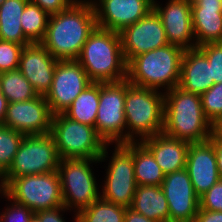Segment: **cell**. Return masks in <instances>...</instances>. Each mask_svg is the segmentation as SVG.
Instances as JSON below:
<instances>
[{
  "label": "cell",
  "instance_id": "7bdbcfd3",
  "mask_svg": "<svg viewBox=\"0 0 222 222\" xmlns=\"http://www.w3.org/2000/svg\"><path fill=\"white\" fill-rule=\"evenodd\" d=\"M187 2L191 7L197 5L201 0H184Z\"/></svg>",
  "mask_w": 222,
  "mask_h": 222
},
{
  "label": "cell",
  "instance_id": "3957f363",
  "mask_svg": "<svg viewBox=\"0 0 222 222\" xmlns=\"http://www.w3.org/2000/svg\"><path fill=\"white\" fill-rule=\"evenodd\" d=\"M77 61L92 82H120L127 78V63L118 32L96 26Z\"/></svg>",
  "mask_w": 222,
  "mask_h": 222
},
{
  "label": "cell",
  "instance_id": "ffe728a7",
  "mask_svg": "<svg viewBox=\"0 0 222 222\" xmlns=\"http://www.w3.org/2000/svg\"><path fill=\"white\" fill-rule=\"evenodd\" d=\"M191 13L197 47L222 42V0H201Z\"/></svg>",
  "mask_w": 222,
  "mask_h": 222
},
{
  "label": "cell",
  "instance_id": "bcb514c9",
  "mask_svg": "<svg viewBox=\"0 0 222 222\" xmlns=\"http://www.w3.org/2000/svg\"><path fill=\"white\" fill-rule=\"evenodd\" d=\"M4 1H5V0H0V6L3 4Z\"/></svg>",
  "mask_w": 222,
  "mask_h": 222
},
{
  "label": "cell",
  "instance_id": "603a6c76",
  "mask_svg": "<svg viewBox=\"0 0 222 222\" xmlns=\"http://www.w3.org/2000/svg\"><path fill=\"white\" fill-rule=\"evenodd\" d=\"M130 208L148 219L169 222L168 202L161 186L137 185Z\"/></svg>",
  "mask_w": 222,
  "mask_h": 222
},
{
  "label": "cell",
  "instance_id": "484cf974",
  "mask_svg": "<svg viewBox=\"0 0 222 222\" xmlns=\"http://www.w3.org/2000/svg\"><path fill=\"white\" fill-rule=\"evenodd\" d=\"M133 162L137 185L161 186L165 174L141 142H133Z\"/></svg>",
  "mask_w": 222,
  "mask_h": 222
},
{
  "label": "cell",
  "instance_id": "8fae6325",
  "mask_svg": "<svg viewBox=\"0 0 222 222\" xmlns=\"http://www.w3.org/2000/svg\"><path fill=\"white\" fill-rule=\"evenodd\" d=\"M131 83L99 82L96 131L106 144L126 143L125 96Z\"/></svg>",
  "mask_w": 222,
  "mask_h": 222
},
{
  "label": "cell",
  "instance_id": "ee69618b",
  "mask_svg": "<svg viewBox=\"0 0 222 222\" xmlns=\"http://www.w3.org/2000/svg\"><path fill=\"white\" fill-rule=\"evenodd\" d=\"M30 222H40V220L34 215Z\"/></svg>",
  "mask_w": 222,
  "mask_h": 222
},
{
  "label": "cell",
  "instance_id": "f35d334b",
  "mask_svg": "<svg viewBox=\"0 0 222 222\" xmlns=\"http://www.w3.org/2000/svg\"><path fill=\"white\" fill-rule=\"evenodd\" d=\"M124 222H157L147 217L143 216L142 214L134 211L130 207L126 208Z\"/></svg>",
  "mask_w": 222,
  "mask_h": 222
},
{
  "label": "cell",
  "instance_id": "60d3db41",
  "mask_svg": "<svg viewBox=\"0 0 222 222\" xmlns=\"http://www.w3.org/2000/svg\"><path fill=\"white\" fill-rule=\"evenodd\" d=\"M213 147H214V151H215L218 172H219V175L222 179V141L221 140H213Z\"/></svg>",
  "mask_w": 222,
  "mask_h": 222
},
{
  "label": "cell",
  "instance_id": "74e56055",
  "mask_svg": "<svg viewBox=\"0 0 222 222\" xmlns=\"http://www.w3.org/2000/svg\"><path fill=\"white\" fill-rule=\"evenodd\" d=\"M193 222H222V212L208 211L199 207Z\"/></svg>",
  "mask_w": 222,
  "mask_h": 222
},
{
  "label": "cell",
  "instance_id": "1f68e13d",
  "mask_svg": "<svg viewBox=\"0 0 222 222\" xmlns=\"http://www.w3.org/2000/svg\"><path fill=\"white\" fill-rule=\"evenodd\" d=\"M200 97L204 115L211 123L222 116V82L212 85Z\"/></svg>",
  "mask_w": 222,
  "mask_h": 222
},
{
  "label": "cell",
  "instance_id": "d6a6232c",
  "mask_svg": "<svg viewBox=\"0 0 222 222\" xmlns=\"http://www.w3.org/2000/svg\"><path fill=\"white\" fill-rule=\"evenodd\" d=\"M23 45L0 40V73L17 70Z\"/></svg>",
  "mask_w": 222,
  "mask_h": 222
},
{
  "label": "cell",
  "instance_id": "30bf717a",
  "mask_svg": "<svg viewBox=\"0 0 222 222\" xmlns=\"http://www.w3.org/2000/svg\"><path fill=\"white\" fill-rule=\"evenodd\" d=\"M1 190L34 213L64 206L58 171L12 178Z\"/></svg>",
  "mask_w": 222,
  "mask_h": 222
},
{
  "label": "cell",
  "instance_id": "44dd1931",
  "mask_svg": "<svg viewBox=\"0 0 222 222\" xmlns=\"http://www.w3.org/2000/svg\"><path fill=\"white\" fill-rule=\"evenodd\" d=\"M140 142L152 153L165 175L186 168L190 143L171 138L164 133L145 138Z\"/></svg>",
  "mask_w": 222,
  "mask_h": 222
},
{
  "label": "cell",
  "instance_id": "5b68a950",
  "mask_svg": "<svg viewBox=\"0 0 222 222\" xmlns=\"http://www.w3.org/2000/svg\"><path fill=\"white\" fill-rule=\"evenodd\" d=\"M99 162L101 165L105 162L107 165L104 166L105 174L103 173L104 177L101 178L104 180L100 181V198L126 208L130 207L137 187L133 142L106 144Z\"/></svg>",
  "mask_w": 222,
  "mask_h": 222
},
{
  "label": "cell",
  "instance_id": "5bb4252c",
  "mask_svg": "<svg viewBox=\"0 0 222 222\" xmlns=\"http://www.w3.org/2000/svg\"><path fill=\"white\" fill-rule=\"evenodd\" d=\"M53 114L45 96L24 102L8 103L3 126L24 135H43L50 133Z\"/></svg>",
  "mask_w": 222,
  "mask_h": 222
},
{
  "label": "cell",
  "instance_id": "f546056e",
  "mask_svg": "<svg viewBox=\"0 0 222 222\" xmlns=\"http://www.w3.org/2000/svg\"><path fill=\"white\" fill-rule=\"evenodd\" d=\"M24 134L0 125V177L11 166Z\"/></svg>",
  "mask_w": 222,
  "mask_h": 222
},
{
  "label": "cell",
  "instance_id": "d4e9b609",
  "mask_svg": "<svg viewBox=\"0 0 222 222\" xmlns=\"http://www.w3.org/2000/svg\"><path fill=\"white\" fill-rule=\"evenodd\" d=\"M99 108V82H92L63 112L71 120L96 128Z\"/></svg>",
  "mask_w": 222,
  "mask_h": 222
},
{
  "label": "cell",
  "instance_id": "7402d4cb",
  "mask_svg": "<svg viewBox=\"0 0 222 222\" xmlns=\"http://www.w3.org/2000/svg\"><path fill=\"white\" fill-rule=\"evenodd\" d=\"M212 85L214 80L207 57L198 48L186 49L182 57L178 87L201 96Z\"/></svg>",
  "mask_w": 222,
  "mask_h": 222
},
{
  "label": "cell",
  "instance_id": "2e32d148",
  "mask_svg": "<svg viewBox=\"0 0 222 222\" xmlns=\"http://www.w3.org/2000/svg\"><path fill=\"white\" fill-rule=\"evenodd\" d=\"M97 27L120 33L153 9L154 0H91Z\"/></svg>",
  "mask_w": 222,
  "mask_h": 222
},
{
  "label": "cell",
  "instance_id": "836d02e7",
  "mask_svg": "<svg viewBox=\"0 0 222 222\" xmlns=\"http://www.w3.org/2000/svg\"><path fill=\"white\" fill-rule=\"evenodd\" d=\"M208 59L214 84L222 82V42L206 43L197 47Z\"/></svg>",
  "mask_w": 222,
  "mask_h": 222
},
{
  "label": "cell",
  "instance_id": "cb8c5ba5",
  "mask_svg": "<svg viewBox=\"0 0 222 222\" xmlns=\"http://www.w3.org/2000/svg\"><path fill=\"white\" fill-rule=\"evenodd\" d=\"M29 0H5L0 6V40L26 46L31 42L25 37L21 15Z\"/></svg>",
  "mask_w": 222,
  "mask_h": 222
},
{
  "label": "cell",
  "instance_id": "6da1fadb",
  "mask_svg": "<svg viewBox=\"0 0 222 222\" xmlns=\"http://www.w3.org/2000/svg\"><path fill=\"white\" fill-rule=\"evenodd\" d=\"M91 0H76L67 9L49 16L40 42L57 60H77L90 33L96 28Z\"/></svg>",
  "mask_w": 222,
  "mask_h": 222
},
{
  "label": "cell",
  "instance_id": "d6986e66",
  "mask_svg": "<svg viewBox=\"0 0 222 222\" xmlns=\"http://www.w3.org/2000/svg\"><path fill=\"white\" fill-rule=\"evenodd\" d=\"M186 170L199 198L221 179L216 164L213 140L190 143L187 151Z\"/></svg>",
  "mask_w": 222,
  "mask_h": 222
},
{
  "label": "cell",
  "instance_id": "f1b7e54d",
  "mask_svg": "<svg viewBox=\"0 0 222 222\" xmlns=\"http://www.w3.org/2000/svg\"><path fill=\"white\" fill-rule=\"evenodd\" d=\"M125 210L126 207L99 198L77 217L78 222H124Z\"/></svg>",
  "mask_w": 222,
  "mask_h": 222
},
{
  "label": "cell",
  "instance_id": "8992f818",
  "mask_svg": "<svg viewBox=\"0 0 222 222\" xmlns=\"http://www.w3.org/2000/svg\"><path fill=\"white\" fill-rule=\"evenodd\" d=\"M126 143L160 134L164 126V93L130 84L125 96Z\"/></svg>",
  "mask_w": 222,
  "mask_h": 222
},
{
  "label": "cell",
  "instance_id": "277c9868",
  "mask_svg": "<svg viewBox=\"0 0 222 222\" xmlns=\"http://www.w3.org/2000/svg\"><path fill=\"white\" fill-rule=\"evenodd\" d=\"M185 49L167 44L142 53L127 63V80L136 86L163 93L180 82L181 62Z\"/></svg>",
  "mask_w": 222,
  "mask_h": 222
},
{
  "label": "cell",
  "instance_id": "9a60e30c",
  "mask_svg": "<svg viewBox=\"0 0 222 222\" xmlns=\"http://www.w3.org/2000/svg\"><path fill=\"white\" fill-rule=\"evenodd\" d=\"M169 207V222H193L200 202L186 168L165 175L161 184Z\"/></svg>",
  "mask_w": 222,
  "mask_h": 222
},
{
  "label": "cell",
  "instance_id": "f6af8a7d",
  "mask_svg": "<svg viewBox=\"0 0 222 222\" xmlns=\"http://www.w3.org/2000/svg\"><path fill=\"white\" fill-rule=\"evenodd\" d=\"M0 95H2L1 81H0Z\"/></svg>",
  "mask_w": 222,
  "mask_h": 222
},
{
  "label": "cell",
  "instance_id": "b9f144b4",
  "mask_svg": "<svg viewBox=\"0 0 222 222\" xmlns=\"http://www.w3.org/2000/svg\"><path fill=\"white\" fill-rule=\"evenodd\" d=\"M8 103L6 97L3 94L0 95V125H3L4 123Z\"/></svg>",
  "mask_w": 222,
  "mask_h": 222
},
{
  "label": "cell",
  "instance_id": "ac0fdd59",
  "mask_svg": "<svg viewBox=\"0 0 222 222\" xmlns=\"http://www.w3.org/2000/svg\"><path fill=\"white\" fill-rule=\"evenodd\" d=\"M57 62L41 43H31L22 49L18 70L38 95L46 96L51 89Z\"/></svg>",
  "mask_w": 222,
  "mask_h": 222
},
{
  "label": "cell",
  "instance_id": "ab89813d",
  "mask_svg": "<svg viewBox=\"0 0 222 222\" xmlns=\"http://www.w3.org/2000/svg\"><path fill=\"white\" fill-rule=\"evenodd\" d=\"M211 140L222 141V116L218 117L211 123Z\"/></svg>",
  "mask_w": 222,
  "mask_h": 222
},
{
  "label": "cell",
  "instance_id": "ba28073f",
  "mask_svg": "<svg viewBox=\"0 0 222 222\" xmlns=\"http://www.w3.org/2000/svg\"><path fill=\"white\" fill-rule=\"evenodd\" d=\"M50 134L60 159H99L106 145L96 128L63 113L53 115Z\"/></svg>",
  "mask_w": 222,
  "mask_h": 222
},
{
  "label": "cell",
  "instance_id": "4dcf8cb0",
  "mask_svg": "<svg viewBox=\"0 0 222 222\" xmlns=\"http://www.w3.org/2000/svg\"><path fill=\"white\" fill-rule=\"evenodd\" d=\"M1 198L3 199L2 201H6L7 203L5 202L4 204L5 208H1L0 222H30L35 215L30 208L13 201L0 189V201Z\"/></svg>",
  "mask_w": 222,
  "mask_h": 222
},
{
  "label": "cell",
  "instance_id": "8d00e7d4",
  "mask_svg": "<svg viewBox=\"0 0 222 222\" xmlns=\"http://www.w3.org/2000/svg\"><path fill=\"white\" fill-rule=\"evenodd\" d=\"M76 0H29L38 5L48 15L57 14L67 9Z\"/></svg>",
  "mask_w": 222,
  "mask_h": 222
},
{
  "label": "cell",
  "instance_id": "4fadbf2b",
  "mask_svg": "<svg viewBox=\"0 0 222 222\" xmlns=\"http://www.w3.org/2000/svg\"><path fill=\"white\" fill-rule=\"evenodd\" d=\"M119 34L126 63L142 53L169 44L162 20L154 9Z\"/></svg>",
  "mask_w": 222,
  "mask_h": 222
},
{
  "label": "cell",
  "instance_id": "9c48e42d",
  "mask_svg": "<svg viewBox=\"0 0 222 222\" xmlns=\"http://www.w3.org/2000/svg\"><path fill=\"white\" fill-rule=\"evenodd\" d=\"M59 155L50 133L25 135L9 169L0 177V189L12 178L58 170Z\"/></svg>",
  "mask_w": 222,
  "mask_h": 222
},
{
  "label": "cell",
  "instance_id": "7c38bea8",
  "mask_svg": "<svg viewBox=\"0 0 222 222\" xmlns=\"http://www.w3.org/2000/svg\"><path fill=\"white\" fill-rule=\"evenodd\" d=\"M91 83L77 60H58L51 89L45 96L51 113H63Z\"/></svg>",
  "mask_w": 222,
  "mask_h": 222
},
{
  "label": "cell",
  "instance_id": "4316f807",
  "mask_svg": "<svg viewBox=\"0 0 222 222\" xmlns=\"http://www.w3.org/2000/svg\"><path fill=\"white\" fill-rule=\"evenodd\" d=\"M0 81L2 94L9 103L29 101L38 96L18 69L0 73Z\"/></svg>",
  "mask_w": 222,
  "mask_h": 222
},
{
  "label": "cell",
  "instance_id": "e575fe53",
  "mask_svg": "<svg viewBox=\"0 0 222 222\" xmlns=\"http://www.w3.org/2000/svg\"><path fill=\"white\" fill-rule=\"evenodd\" d=\"M199 202L201 209L222 212V179L203 194L199 198Z\"/></svg>",
  "mask_w": 222,
  "mask_h": 222
},
{
  "label": "cell",
  "instance_id": "e0dca14e",
  "mask_svg": "<svg viewBox=\"0 0 222 222\" xmlns=\"http://www.w3.org/2000/svg\"><path fill=\"white\" fill-rule=\"evenodd\" d=\"M165 3L154 0L153 9L162 20L168 43L185 50L197 48L191 6L184 0H166Z\"/></svg>",
  "mask_w": 222,
  "mask_h": 222
},
{
  "label": "cell",
  "instance_id": "7a4b0ae2",
  "mask_svg": "<svg viewBox=\"0 0 222 222\" xmlns=\"http://www.w3.org/2000/svg\"><path fill=\"white\" fill-rule=\"evenodd\" d=\"M162 133L188 143L208 141L211 122L204 115L201 97L178 86L165 92Z\"/></svg>",
  "mask_w": 222,
  "mask_h": 222
},
{
  "label": "cell",
  "instance_id": "52a82bcc",
  "mask_svg": "<svg viewBox=\"0 0 222 222\" xmlns=\"http://www.w3.org/2000/svg\"><path fill=\"white\" fill-rule=\"evenodd\" d=\"M99 164V159H60L57 171L63 204L70 212L78 215L100 198L101 179L93 167Z\"/></svg>",
  "mask_w": 222,
  "mask_h": 222
},
{
  "label": "cell",
  "instance_id": "d590c367",
  "mask_svg": "<svg viewBox=\"0 0 222 222\" xmlns=\"http://www.w3.org/2000/svg\"><path fill=\"white\" fill-rule=\"evenodd\" d=\"M72 214V222H78L77 214L71 213L65 206H60L55 209L41 210L35 212V216L40 220V222H67L65 213Z\"/></svg>",
  "mask_w": 222,
  "mask_h": 222
},
{
  "label": "cell",
  "instance_id": "83f0119b",
  "mask_svg": "<svg viewBox=\"0 0 222 222\" xmlns=\"http://www.w3.org/2000/svg\"><path fill=\"white\" fill-rule=\"evenodd\" d=\"M49 16L38 5L28 2L21 15V26L31 43H40L46 33Z\"/></svg>",
  "mask_w": 222,
  "mask_h": 222
}]
</instances>
